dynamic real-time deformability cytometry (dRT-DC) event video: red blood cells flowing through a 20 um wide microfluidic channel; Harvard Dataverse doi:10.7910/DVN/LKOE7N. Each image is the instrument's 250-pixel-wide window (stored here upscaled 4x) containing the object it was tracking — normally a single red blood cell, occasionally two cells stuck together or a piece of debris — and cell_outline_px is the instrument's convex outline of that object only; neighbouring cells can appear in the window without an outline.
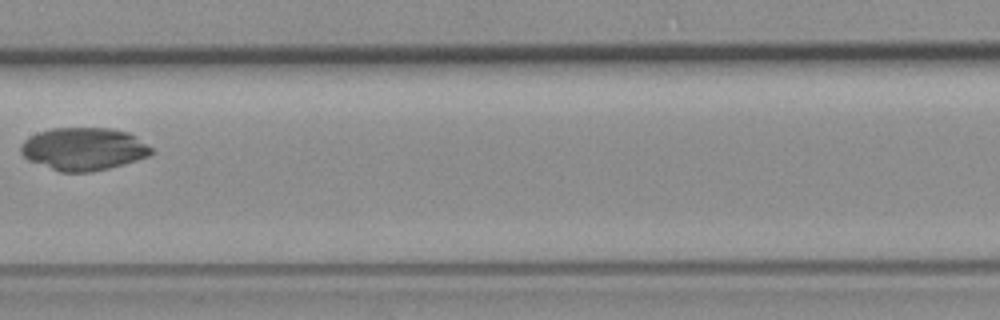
{"species": "common noctule bat (a hibernating species)", "species_latin": "Nyctalus noctula", "temperature_condition": "room temperature", "stored_images_in_passage": 8, "camera_frame_rate_fps": 3000, "um_per_image_px": 0.085, "animal": {"sex": "female", "body_mass_g": 19.3, "forearm_length_mm": 54.1}, "frame": {"image": 1, "passage_image": 6, "time_ms": 6.0, "image_size_px": [1000, 320], "cell_outline_px": [[152, 152], [148, 156], [124, 164], [92, 172], [60, 172], [28, 160], [20, 152], [20, 144], [24, 140], [36, 132], [52, 128], [108, 128], [128, 132], [136, 136], [152, 148]], "centroid_in_image_um": [7.08, 12.66], "position_along_channel_um": 200.3, "area_um2": 32.54}}